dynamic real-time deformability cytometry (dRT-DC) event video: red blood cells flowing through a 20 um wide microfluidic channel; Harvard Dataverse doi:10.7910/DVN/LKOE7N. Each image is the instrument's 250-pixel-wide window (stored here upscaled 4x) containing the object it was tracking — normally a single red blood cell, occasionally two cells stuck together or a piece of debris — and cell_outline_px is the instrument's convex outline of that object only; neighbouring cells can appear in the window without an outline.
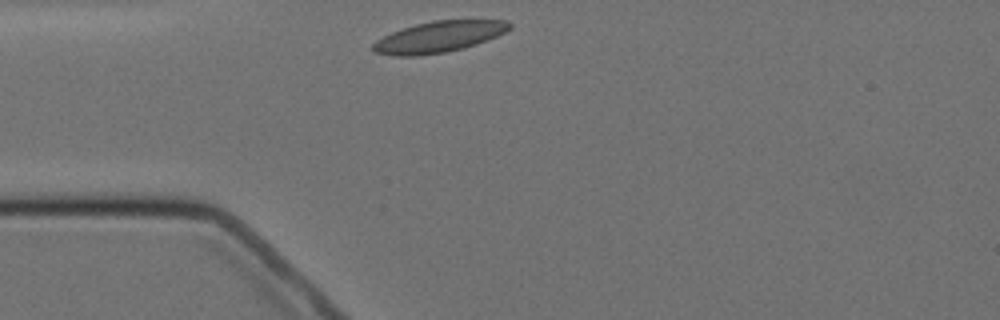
{"species": "Egyptian fruit bat (a non-hibernating species)", "species_latin": "Rousettus aegyptiacus", "temperature_condition": "cold", "stored_images_in_passage": 1, "camera_frame_rate_fps": 3000, "um_per_image_px": 0.085, "animal": {"sex": "female"}, "frame": {"image": 1, "passage_image": 1, "time_ms": 0.0, "image_size_px": [1000, 320], "cell_outline_px": [[512, 28], [496, 36], [476, 44], [464, 48], [444, 52], [416, 56], [396, 56], [376, 52], [372, 48], [372, 44], [376, 40], [392, 32], [416, 24], [432, 20], [508, 20], [512, 24]], "centroid_in_image_um": [37.32, 3.12], "position_along_channel_um": 47.7, "area_um2": 24.57}}